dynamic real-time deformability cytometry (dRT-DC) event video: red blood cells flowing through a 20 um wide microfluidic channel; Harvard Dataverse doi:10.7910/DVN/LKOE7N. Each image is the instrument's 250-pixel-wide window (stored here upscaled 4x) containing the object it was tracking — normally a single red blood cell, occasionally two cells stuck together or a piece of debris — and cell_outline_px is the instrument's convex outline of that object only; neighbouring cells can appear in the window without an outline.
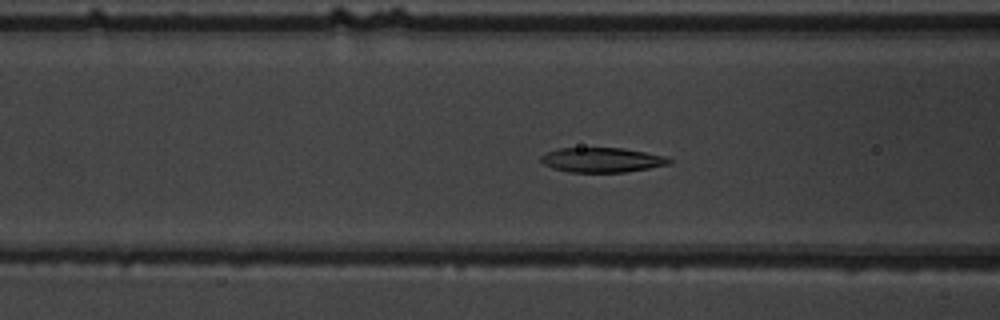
{"species": "common noctule bat (a hibernating species)", "species_latin": "Nyctalus noctula", "temperature_condition": "warm", "stored_images_in_passage": 57, "camera_frame_rate_fps": 3000, "um_per_image_px": 0.085, "animal": {"sex": "male", "body_mass_g": 19.5, "forearm_length_mm": 54.6}, "frame": {"image": 1, "passage_image": 23, "time_ms": 7.333, "image_size_px": [1000, 320], "cell_outline_px": [[672, 160], [668, 164], [648, 168], [624, 172], [568, 172], [552, 168], [544, 164], [540, 160], [540, 156], [556, 148], [624, 148], [668, 156]], "centroid_in_image_um": [51.16, 13.59], "position_along_channel_um": 115.4, "area_um2": 18.5}}
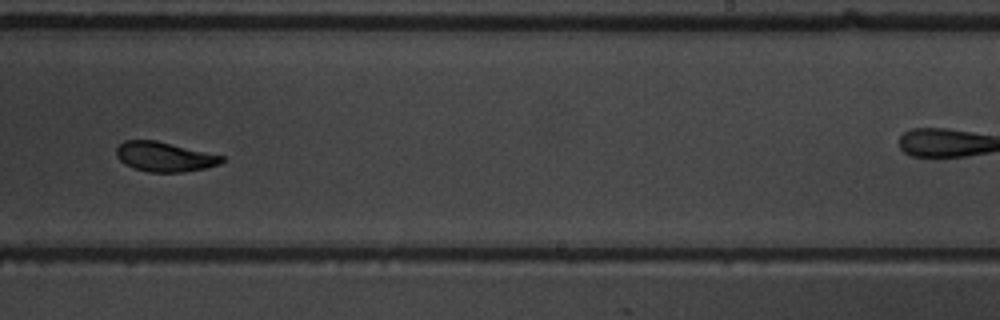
{"frame": {"image": 2, "passage_image": 36, "time_ms": 11.667, "image_size_px": [1000, 320], "cell_outline_px": [[224, 160], [220, 164], [204, 168], [180, 172], [148, 172], [132, 168], [124, 164], [116, 156], [116, 148], [124, 140], [156, 140], [224, 156]], "centroid_in_image_um": [13.95, 13.32], "position_along_channel_um": 275.1, "area_um2": 18.21}}
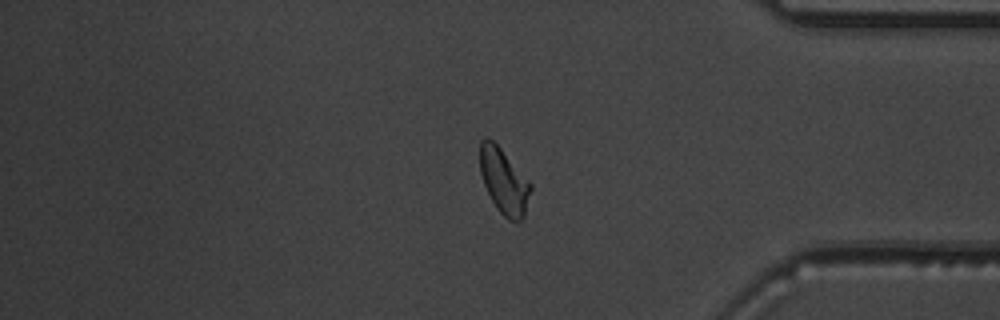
{"frame": {"image": 3, "passage_image": 47, "time_ms": 15.333, "image_size_px": [1000, 320], "cell_outline_px": [[532, 188], [524, 216], [520, 220], [508, 220], [496, 208], [484, 184], [480, 172], [480, 140], [484, 136], [488, 136], [500, 148], [532, 184]], "centroid_in_image_um": [42.82, 15.38], "position_along_channel_um": 392.4, "area_um2": 19.13}, "authors_computed_cell_mechanics": {"area_um2": 19.1896, "velocity_mm_per_s": 3.6912, "shape_relaxation_time_tau1_ms": 4.0621, "shape_relaxation_time_tau2_ms": 2.4781, "deformation_change_tau1": 0.1595, "deformation_change_tau2": 0.0526}}